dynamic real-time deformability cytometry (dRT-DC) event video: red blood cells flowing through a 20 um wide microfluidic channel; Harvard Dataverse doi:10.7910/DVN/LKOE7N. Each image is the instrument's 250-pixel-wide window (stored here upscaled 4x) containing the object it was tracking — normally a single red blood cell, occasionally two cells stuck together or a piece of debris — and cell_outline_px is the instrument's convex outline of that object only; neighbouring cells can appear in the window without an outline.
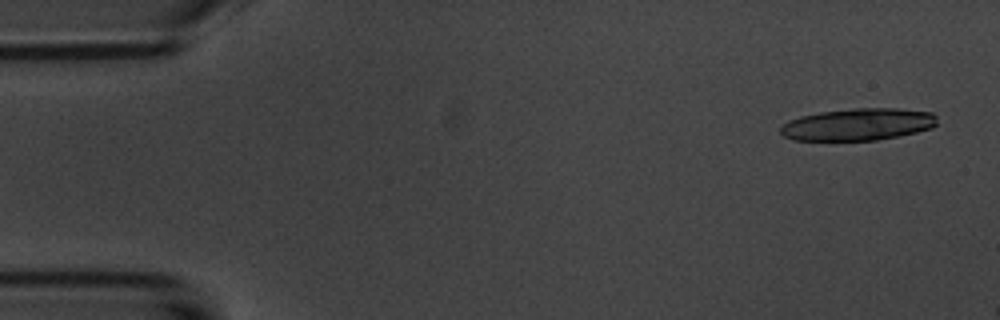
{"species": "common noctule bat (a hibernating species)", "species_latin": "Nyctalus noctula", "temperature_condition": "room temperature", "stored_images_in_passage": 6, "camera_frame_rate_fps": 3000, "um_per_image_px": 0.085, "animal": {"sex": "male", "body_mass_g": 20.1, "forearm_length_mm": 53.5}, "frame": {"image": 1, "passage_image": 1, "time_ms": 0.0, "image_size_px": [1000, 320], "cell_outline_px": [[936, 124], [932, 128], [900, 136], [876, 140], [792, 140], [784, 136], [780, 132], [780, 128], [788, 120], [800, 116], [820, 112], [852, 108], [900, 108], [932, 112], [936, 116]], "centroid_in_image_um": [72.94, 10.57], "position_along_channel_um": 12.1, "area_um2": 29.42}}